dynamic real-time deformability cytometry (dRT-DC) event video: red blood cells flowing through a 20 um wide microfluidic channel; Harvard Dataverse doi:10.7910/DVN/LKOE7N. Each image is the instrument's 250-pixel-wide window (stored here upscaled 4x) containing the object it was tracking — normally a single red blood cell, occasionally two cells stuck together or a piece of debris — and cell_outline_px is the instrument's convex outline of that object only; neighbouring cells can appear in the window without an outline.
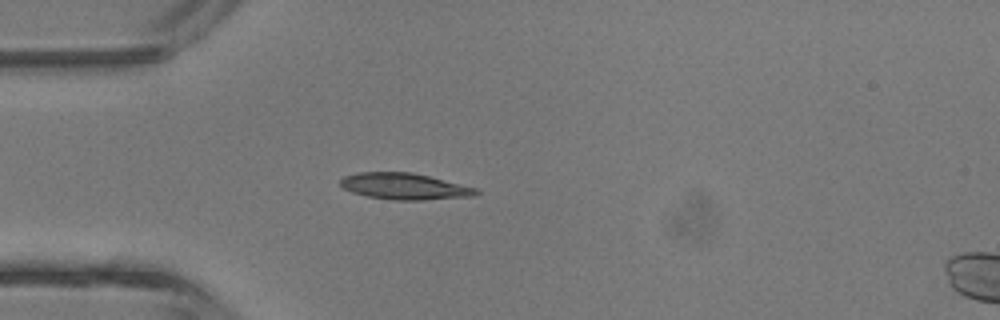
{"species": "common noctule bat (a hibernating species)", "species_latin": "Nyctalus noctula", "temperature_condition": "room temperature", "stored_images_in_passage": 16, "camera_frame_rate_fps": 3000, "um_per_image_px": 0.085, "animal": {"sex": "male", "body_mass_g": 13.3}, "frame": {"image": 1, "passage_image": 1, "time_ms": 0.0, "image_size_px": [1000, 320], "cell_outline_px": [[480, 192], [476, 196], [424, 200], [392, 200], [368, 196], [352, 192], [344, 188], [340, 184], [340, 180], [344, 176], [356, 172], [412, 172], [476, 188]], "centroid_in_image_um": [34.38, 15.84], "position_along_channel_um": 50.6, "area_um2": 20.81}}
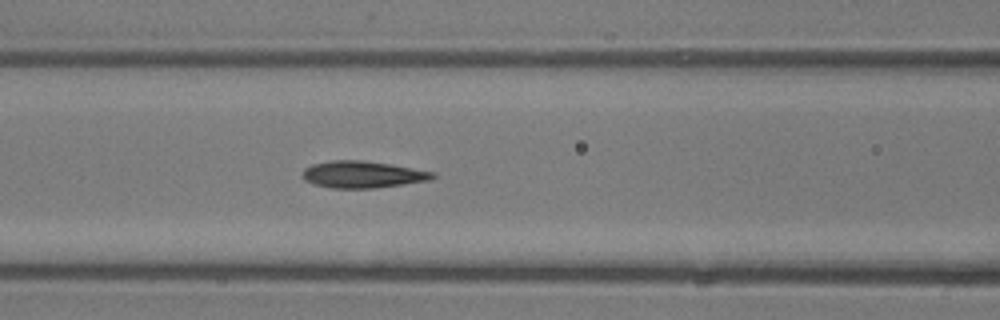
{"frame": {"image": 2, "passage_image": 7, "time_ms": 2.0, "image_size_px": [1000, 320], "cell_outline_px": [[436, 176], [432, 180], [372, 188], [332, 188], [316, 184], [304, 180], [304, 168], [312, 164], [332, 160], [364, 160], [392, 164], [436, 172]], "centroid_in_image_um": [30.87, 14.82], "position_along_channel_um": 135.7, "area_um2": 20.35}}
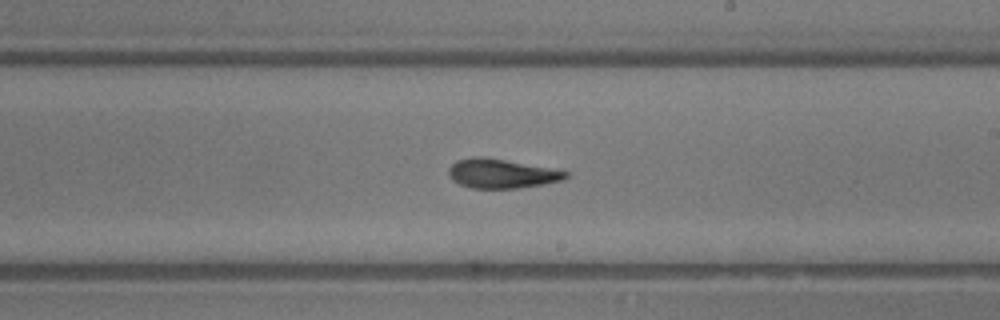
{"frame": {"image": 3, "passage_image": 14, "time_ms": 4.333, "image_size_px": [1000, 320], "cell_outline_px": [[568, 176], [564, 180], [544, 184], [516, 188], [472, 188], [460, 184], [448, 172], [448, 168], [456, 160], [472, 156], [484, 156], [568, 172]], "centroid_in_image_um": [42.61, 14.74], "position_along_channel_um": 246.4, "area_um2": 19.59}}